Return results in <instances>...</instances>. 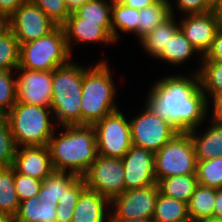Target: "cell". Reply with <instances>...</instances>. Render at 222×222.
Wrapping results in <instances>:
<instances>
[{
  "mask_svg": "<svg viewBox=\"0 0 222 222\" xmlns=\"http://www.w3.org/2000/svg\"><path fill=\"white\" fill-rule=\"evenodd\" d=\"M145 106L178 132H190L207 118V99L198 73L175 74L155 81Z\"/></svg>",
  "mask_w": 222,
  "mask_h": 222,
  "instance_id": "cell-1",
  "label": "cell"
},
{
  "mask_svg": "<svg viewBox=\"0 0 222 222\" xmlns=\"http://www.w3.org/2000/svg\"><path fill=\"white\" fill-rule=\"evenodd\" d=\"M62 127L63 131L54 132L47 144L54 171L83 177L98 155L95 128L93 125Z\"/></svg>",
  "mask_w": 222,
  "mask_h": 222,
  "instance_id": "cell-2",
  "label": "cell"
},
{
  "mask_svg": "<svg viewBox=\"0 0 222 222\" xmlns=\"http://www.w3.org/2000/svg\"><path fill=\"white\" fill-rule=\"evenodd\" d=\"M107 60L85 69L82 81L81 125H94L118 109L116 85Z\"/></svg>",
  "mask_w": 222,
  "mask_h": 222,
  "instance_id": "cell-3",
  "label": "cell"
},
{
  "mask_svg": "<svg viewBox=\"0 0 222 222\" xmlns=\"http://www.w3.org/2000/svg\"><path fill=\"white\" fill-rule=\"evenodd\" d=\"M78 64L71 59L53 70L50 108L57 129L67 125H81L82 81L87 67Z\"/></svg>",
  "mask_w": 222,
  "mask_h": 222,
  "instance_id": "cell-4",
  "label": "cell"
},
{
  "mask_svg": "<svg viewBox=\"0 0 222 222\" xmlns=\"http://www.w3.org/2000/svg\"><path fill=\"white\" fill-rule=\"evenodd\" d=\"M5 116L17 148L46 146L57 126L50 107L16 102Z\"/></svg>",
  "mask_w": 222,
  "mask_h": 222,
  "instance_id": "cell-5",
  "label": "cell"
},
{
  "mask_svg": "<svg viewBox=\"0 0 222 222\" xmlns=\"http://www.w3.org/2000/svg\"><path fill=\"white\" fill-rule=\"evenodd\" d=\"M63 26L48 35L20 45L19 66L27 70L53 71L71 60Z\"/></svg>",
  "mask_w": 222,
  "mask_h": 222,
  "instance_id": "cell-6",
  "label": "cell"
},
{
  "mask_svg": "<svg viewBox=\"0 0 222 222\" xmlns=\"http://www.w3.org/2000/svg\"><path fill=\"white\" fill-rule=\"evenodd\" d=\"M197 159L189 132H178L155 153V176L160 179L196 174Z\"/></svg>",
  "mask_w": 222,
  "mask_h": 222,
  "instance_id": "cell-7",
  "label": "cell"
},
{
  "mask_svg": "<svg viewBox=\"0 0 222 222\" xmlns=\"http://www.w3.org/2000/svg\"><path fill=\"white\" fill-rule=\"evenodd\" d=\"M97 152L104 157L122 158L132 146L128 117L117 110L96 122Z\"/></svg>",
  "mask_w": 222,
  "mask_h": 222,
  "instance_id": "cell-8",
  "label": "cell"
},
{
  "mask_svg": "<svg viewBox=\"0 0 222 222\" xmlns=\"http://www.w3.org/2000/svg\"><path fill=\"white\" fill-rule=\"evenodd\" d=\"M140 112L129 120L132 145L156 153L178 131L168 122L154 115L145 105Z\"/></svg>",
  "mask_w": 222,
  "mask_h": 222,
  "instance_id": "cell-9",
  "label": "cell"
},
{
  "mask_svg": "<svg viewBox=\"0 0 222 222\" xmlns=\"http://www.w3.org/2000/svg\"><path fill=\"white\" fill-rule=\"evenodd\" d=\"M125 172L121 158L97 155L84 174L86 187L110 201L125 191Z\"/></svg>",
  "mask_w": 222,
  "mask_h": 222,
  "instance_id": "cell-10",
  "label": "cell"
},
{
  "mask_svg": "<svg viewBox=\"0 0 222 222\" xmlns=\"http://www.w3.org/2000/svg\"><path fill=\"white\" fill-rule=\"evenodd\" d=\"M158 185L124 191L110 201L111 220L153 219Z\"/></svg>",
  "mask_w": 222,
  "mask_h": 222,
  "instance_id": "cell-11",
  "label": "cell"
},
{
  "mask_svg": "<svg viewBox=\"0 0 222 222\" xmlns=\"http://www.w3.org/2000/svg\"><path fill=\"white\" fill-rule=\"evenodd\" d=\"M57 25L31 0H26L8 18V28L15 34L19 45L51 33Z\"/></svg>",
  "mask_w": 222,
  "mask_h": 222,
  "instance_id": "cell-12",
  "label": "cell"
},
{
  "mask_svg": "<svg viewBox=\"0 0 222 222\" xmlns=\"http://www.w3.org/2000/svg\"><path fill=\"white\" fill-rule=\"evenodd\" d=\"M15 72H17V102L50 107L53 71L27 70L18 67Z\"/></svg>",
  "mask_w": 222,
  "mask_h": 222,
  "instance_id": "cell-13",
  "label": "cell"
},
{
  "mask_svg": "<svg viewBox=\"0 0 222 222\" xmlns=\"http://www.w3.org/2000/svg\"><path fill=\"white\" fill-rule=\"evenodd\" d=\"M121 160L125 172V191L157 185L155 153L132 145Z\"/></svg>",
  "mask_w": 222,
  "mask_h": 222,
  "instance_id": "cell-14",
  "label": "cell"
},
{
  "mask_svg": "<svg viewBox=\"0 0 222 222\" xmlns=\"http://www.w3.org/2000/svg\"><path fill=\"white\" fill-rule=\"evenodd\" d=\"M179 28L185 38L198 51L201 64L202 57L211 48L216 32L221 28L215 12L182 16Z\"/></svg>",
  "mask_w": 222,
  "mask_h": 222,
  "instance_id": "cell-15",
  "label": "cell"
},
{
  "mask_svg": "<svg viewBox=\"0 0 222 222\" xmlns=\"http://www.w3.org/2000/svg\"><path fill=\"white\" fill-rule=\"evenodd\" d=\"M63 29L71 55L74 44L104 43V45H114L116 43L111 36V22L84 21V18H80L75 12L70 13Z\"/></svg>",
  "mask_w": 222,
  "mask_h": 222,
  "instance_id": "cell-16",
  "label": "cell"
},
{
  "mask_svg": "<svg viewBox=\"0 0 222 222\" xmlns=\"http://www.w3.org/2000/svg\"><path fill=\"white\" fill-rule=\"evenodd\" d=\"M12 167L17 173L42 181L54 171L47 145L17 148Z\"/></svg>",
  "mask_w": 222,
  "mask_h": 222,
  "instance_id": "cell-17",
  "label": "cell"
},
{
  "mask_svg": "<svg viewBox=\"0 0 222 222\" xmlns=\"http://www.w3.org/2000/svg\"><path fill=\"white\" fill-rule=\"evenodd\" d=\"M110 200L87 187L81 192L71 222H111Z\"/></svg>",
  "mask_w": 222,
  "mask_h": 222,
  "instance_id": "cell-18",
  "label": "cell"
},
{
  "mask_svg": "<svg viewBox=\"0 0 222 222\" xmlns=\"http://www.w3.org/2000/svg\"><path fill=\"white\" fill-rule=\"evenodd\" d=\"M206 131L199 133V127L190 131L197 161H205L222 156V125L210 123Z\"/></svg>",
  "mask_w": 222,
  "mask_h": 222,
  "instance_id": "cell-19",
  "label": "cell"
},
{
  "mask_svg": "<svg viewBox=\"0 0 222 222\" xmlns=\"http://www.w3.org/2000/svg\"><path fill=\"white\" fill-rule=\"evenodd\" d=\"M58 204L39 202V197L20 201L14 222H56Z\"/></svg>",
  "mask_w": 222,
  "mask_h": 222,
  "instance_id": "cell-20",
  "label": "cell"
},
{
  "mask_svg": "<svg viewBox=\"0 0 222 222\" xmlns=\"http://www.w3.org/2000/svg\"><path fill=\"white\" fill-rule=\"evenodd\" d=\"M176 15H171L163 23L157 25L154 30L142 37L139 42L149 56L156 59L167 46L169 39L179 29V22L175 20Z\"/></svg>",
  "mask_w": 222,
  "mask_h": 222,
  "instance_id": "cell-21",
  "label": "cell"
},
{
  "mask_svg": "<svg viewBox=\"0 0 222 222\" xmlns=\"http://www.w3.org/2000/svg\"><path fill=\"white\" fill-rule=\"evenodd\" d=\"M157 185L164 196L188 204L199 183L196 174H187L160 179Z\"/></svg>",
  "mask_w": 222,
  "mask_h": 222,
  "instance_id": "cell-22",
  "label": "cell"
},
{
  "mask_svg": "<svg viewBox=\"0 0 222 222\" xmlns=\"http://www.w3.org/2000/svg\"><path fill=\"white\" fill-rule=\"evenodd\" d=\"M172 3L166 0H158L153 5L139 10V23L137 27L138 41L171 15H175Z\"/></svg>",
  "mask_w": 222,
  "mask_h": 222,
  "instance_id": "cell-23",
  "label": "cell"
},
{
  "mask_svg": "<svg viewBox=\"0 0 222 222\" xmlns=\"http://www.w3.org/2000/svg\"><path fill=\"white\" fill-rule=\"evenodd\" d=\"M139 23V10L129 8L118 2L112 3L111 14V36L115 42L120 38L119 31L129 33L137 37V27Z\"/></svg>",
  "mask_w": 222,
  "mask_h": 222,
  "instance_id": "cell-24",
  "label": "cell"
},
{
  "mask_svg": "<svg viewBox=\"0 0 222 222\" xmlns=\"http://www.w3.org/2000/svg\"><path fill=\"white\" fill-rule=\"evenodd\" d=\"M198 51L185 38L179 28L176 33L169 39L167 46L163 47V52L156 58L166 63L172 64L173 67L189 60L192 56L197 55Z\"/></svg>",
  "mask_w": 222,
  "mask_h": 222,
  "instance_id": "cell-25",
  "label": "cell"
},
{
  "mask_svg": "<svg viewBox=\"0 0 222 222\" xmlns=\"http://www.w3.org/2000/svg\"><path fill=\"white\" fill-rule=\"evenodd\" d=\"M153 222H191L188 204L158 193Z\"/></svg>",
  "mask_w": 222,
  "mask_h": 222,
  "instance_id": "cell-26",
  "label": "cell"
},
{
  "mask_svg": "<svg viewBox=\"0 0 222 222\" xmlns=\"http://www.w3.org/2000/svg\"><path fill=\"white\" fill-rule=\"evenodd\" d=\"M79 176L72 173L53 171L48 177L42 181L39 189V202H52L58 204V201L63 197L65 190Z\"/></svg>",
  "mask_w": 222,
  "mask_h": 222,
  "instance_id": "cell-27",
  "label": "cell"
},
{
  "mask_svg": "<svg viewBox=\"0 0 222 222\" xmlns=\"http://www.w3.org/2000/svg\"><path fill=\"white\" fill-rule=\"evenodd\" d=\"M194 72L199 74L201 88L206 95L208 117L210 116L208 115L210 113L209 96L222 94V63L210 61L203 56L201 65Z\"/></svg>",
  "mask_w": 222,
  "mask_h": 222,
  "instance_id": "cell-28",
  "label": "cell"
},
{
  "mask_svg": "<svg viewBox=\"0 0 222 222\" xmlns=\"http://www.w3.org/2000/svg\"><path fill=\"white\" fill-rule=\"evenodd\" d=\"M20 199L14 186V168L0 167V213L14 216L17 214Z\"/></svg>",
  "mask_w": 222,
  "mask_h": 222,
  "instance_id": "cell-29",
  "label": "cell"
},
{
  "mask_svg": "<svg viewBox=\"0 0 222 222\" xmlns=\"http://www.w3.org/2000/svg\"><path fill=\"white\" fill-rule=\"evenodd\" d=\"M217 189L198 185L188 203L191 222L213 216Z\"/></svg>",
  "mask_w": 222,
  "mask_h": 222,
  "instance_id": "cell-30",
  "label": "cell"
},
{
  "mask_svg": "<svg viewBox=\"0 0 222 222\" xmlns=\"http://www.w3.org/2000/svg\"><path fill=\"white\" fill-rule=\"evenodd\" d=\"M20 45L15 34L5 29L0 34V70L13 71L19 66Z\"/></svg>",
  "mask_w": 222,
  "mask_h": 222,
  "instance_id": "cell-31",
  "label": "cell"
},
{
  "mask_svg": "<svg viewBox=\"0 0 222 222\" xmlns=\"http://www.w3.org/2000/svg\"><path fill=\"white\" fill-rule=\"evenodd\" d=\"M86 188L83 177H78L64 192L58 201L56 209V222H71L77 200L81 192Z\"/></svg>",
  "mask_w": 222,
  "mask_h": 222,
  "instance_id": "cell-32",
  "label": "cell"
},
{
  "mask_svg": "<svg viewBox=\"0 0 222 222\" xmlns=\"http://www.w3.org/2000/svg\"><path fill=\"white\" fill-rule=\"evenodd\" d=\"M196 176L199 185L222 189V156L197 161Z\"/></svg>",
  "mask_w": 222,
  "mask_h": 222,
  "instance_id": "cell-33",
  "label": "cell"
},
{
  "mask_svg": "<svg viewBox=\"0 0 222 222\" xmlns=\"http://www.w3.org/2000/svg\"><path fill=\"white\" fill-rule=\"evenodd\" d=\"M113 0H90L74 11L84 21L111 22Z\"/></svg>",
  "mask_w": 222,
  "mask_h": 222,
  "instance_id": "cell-34",
  "label": "cell"
},
{
  "mask_svg": "<svg viewBox=\"0 0 222 222\" xmlns=\"http://www.w3.org/2000/svg\"><path fill=\"white\" fill-rule=\"evenodd\" d=\"M0 70V111L6 115L17 102L16 72Z\"/></svg>",
  "mask_w": 222,
  "mask_h": 222,
  "instance_id": "cell-35",
  "label": "cell"
},
{
  "mask_svg": "<svg viewBox=\"0 0 222 222\" xmlns=\"http://www.w3.org/2000/svg\"><path fill=\"white\" fill-rule=\"evenodd\" d=\"M16 150L8 119L3 115L0 118V167L12 166Z\"/></svg>",
  "mask_w": 222,
  "mask_h": 222,
  "instance_id": "cell-36",
  "label": "cell"
},
{
  "mask_svg": "<svg viewBox=\"0 0 222 222\" xmlns=\"http://www.w3.org/2000/svg\"><path fill=\"white\" fill-rule=\"evenodd\" d=\"M37 5L47 17L57 26H63L70 12L67 9L65 0H31Z\"/></svg>",
  "mask_w": 222,
  "mask_h": 222,
  "instance_id": "cell-37",
  "label": "cell"
},
{
  "mask_svg": "<svg viewBox=\"0 0 222 222\" xmlns=\"http://www.w3.org/2000/svg\"><path fill=\"white\" fill-rule=\"evenodd\" d=\"M42 180L22 175L14 170V186L20 201L38 196Z\"/></svg>",
  "mask_w": 222,
  "mask_h": 222,
  "instance_id": "cell-38",
  "label": "cell"
},
{
  "mask_svg": "<svg viewBox=\"0 0 222 222\" xmlns=\"http://www.w3.org/2000/svg\"><path fill=\"white\" fill-rule=\"evenodd\" d=\"M175 2L176 9L180 14L183 13L182 16H185V14L193 15L213 11L208 0H175Z\"/></svg>",
  "mask_w": 222,
  "mask_h": 222,
  "instance_id": "cell-39",
  "label": "cell"
},
{
  "mask_svg": "<svg viewBox=\"0 0 222 222\" xmlns=\"http://www.w3.org/2000/svg\"><path fill=\"white\" fill-rule=\"evenodd\" d=\"M204 57L210 61L222 63V27L216 32L212 46Z\"/></svg>",
  "mask_w": 222,
  "mask_h": 222,
  "instance_id": "cell-40",
  "label": "cell"
},
{
  "mask_svg": "<svg viewBox=\"0 0 222 222\" xmlns=\"http://www.w3.org/2000/svg\"><path fill=\"white\" fill-rule=\"evenodd\" d=\"M209 97L213 103L209 122L222 125V94L211 95Z\"/></svg>",
  "mask_w": 222,
  "mask_h": 222,
  "instance_id": "cell-41",
  "label": "cell"
},
{
  "mask_svg": "<svg viewBox=\"0 0 222 222\" xmlns=\"http://www.w3.org/2000/svg\"><path fill=\"white\" fill-rule=\"evenodd\" d=\"M25 1L26 0H0V13L8 19Z\"/></svg>",
  "mask_w": 222,
  "mask_h": 222,
  "instance_id": "cell-42",
  "label": "cell"
},
{
  "mask_svg": "<svg viewBox=\"0 0 222 222\" xmlns=\"http://www.w3.org/2000/svg\"><path fill=\"white\" fill-rule=\"evenodd\" d=\"M113 1L126 5L129 8L141 10L144 9L145 7L153 5L158 0H113Z\"/></svg>",
  "mask_w": 222,
  "mask_h": 222,
  "instance_id": "cell-43",
  "label": "cell"
},
{
  "mask_svg": "<svg viewBox=\"0 0 222 222\" xmlns=\"http://www.w3.org/2000/svg\"><path fill=\"white\" fill-rule=\"evenodd\" d=\"M213 217L222 218V189H217L216 191Z\"/></svg>",
  "mask_w": 222,
  "mask_h": 222,
  "instance_id": "cell-44",
  "label": "cell"
},
{
  "mask_svg": "<svg viewBox=\"0 0 222 222\" xmlns=\"http://www.w3.org/2000/svg\"><path fill=\"white\" fill-rule=\"evenodd\" d=\"M87 1L90 0H65V3L68 11L71 13L76 11L80 6L85 4Z\"/></svg>",
  "mask_w": 222,
  "mask_h": 222,
  "instance_id": "cell-45",
  "label": "cell"
},
{
  "mask_svg": "<svg viewBox=\"0 0 222 222\" xmlns=\"http://www.w3.org/2000/svg\"><path fill=\"white\" fill-rule=\"evenodd\" d=\"M216 18L219 20L220 26L222 27V0L213 8Z\"/></svg>",
  "mask_w": 222,
  "mask_h": 222,
  "instance_id": "cell-46",
  "label": "cell"
},
{
  "mask_svg": "<svg viewBox=\"0 0 222 222\" xmlns=\"http://www.w3.org/2000/svg\"><path fill=\"white\" fill-rule=\"evenodd\" d=\"M8 28V19L0 13V34Z\"/></svg>",
  "mask_w": 222,
  "mask_h": 222,
  "instance_id": "cell-47",
  "label": "cell"
},
{
  "mask_svg": "<svg viewBox=\"0 0 222 222\" xmlns=\"http://www.w3.org/2000/svg\"><path fill=\"white\" fill-rule=\"evenodd\" d=\"M111 222H153V221L141 218H133L130 220H111Z\"/></svg>",
  "mask_w": 222,
  "mask_h": 222,
  "instance_id": "cell-48",
  "label": "cell"
},
{
  "mask_svg": "<svg viewBox=\"0 0 222 222\" xmlns=\"http://www.w3.org/2000/svg\"><path fill=\"white\" fill-rule=\"evenodd\" d=\"M196 222H222V218H217V217H208V218H203L200 220H197Z\"/></svg>",
  "mask_w": 222,
  "mask_h": 222,
  "instance_id": "cell-49",
  "label": "cell"
},
{
  "mask_svg": "<svg viewBox=\"0 0 222 222\" xmlns=\"http://www.w3.org/2000/svg\"><path fill=\"white\" fill-rule=\"evenodd\" d=\"M0 222H14V219L8 214L0 213Z\"/></svg>",
  "mask_w": 222,
  "mask_h": 222,
  "instance_id": "cell-50",
  "label": "cell"
},
{
  "mask_svg": "<svg viewBox=\"0 0 222 222\" xmlns=\"http://www.w3.org/2000/svg\"><path fill=\"white\" fill-rule=\"evenodd\" d=\"M221 0H208L209 5L214 8Z\"/></svg>",
  "mask_w": 222,
  "mask_h": 222,
  "instance_id": "cell-51",
  "label": "cell"
},
{
  "mask_svg": "<svg viewBox=\"0 0 222 222\" xmlns=\"http://www.w3.org/2000/svg\"><path fill=\"white\" fill-rule=\"evenodd\" d=\"M4 114L0 111V118L3 116Z\"/></svg>",
  "mask_w": 222,
  "mask_h": 222,
  "instance_id": "cell-52",
  "label": "cell"
}]
</instances>
